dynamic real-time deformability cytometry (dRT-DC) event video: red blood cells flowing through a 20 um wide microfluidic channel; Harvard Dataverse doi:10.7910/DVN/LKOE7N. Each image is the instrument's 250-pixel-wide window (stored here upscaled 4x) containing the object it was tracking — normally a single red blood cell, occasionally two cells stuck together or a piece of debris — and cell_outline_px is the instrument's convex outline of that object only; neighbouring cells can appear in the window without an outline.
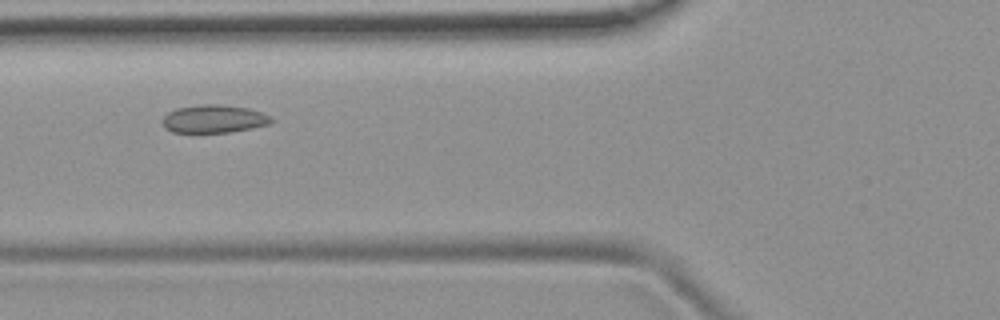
{"species": "common noctule bat (a hibernating species)", "species_latin": "Nyctalus noctula", "temperature_condition": "room temperature", "stored_images_in_passage": 5, "camera_frame_rate_fps": 3000, "um_per_image_px": 0.085, "animal": {"sex": "female", "body_mass_g": 19.9}, "frame": {"image": 1, "passage_image": 4, "time_ms": 1.0, "image_size_px": [1000, 320], "cell_outline_px": [[276, 120], [268, 124], [252, 128], [228, 132], [172, 132], [164, 128], [164, 116], [168, 112], [176, 108], [204, 104], [220, 104], [248, 108], [272, 116]], "centroid_in_image_um": [18.21, 10.1], "position_along_channel_um": 107.6, "area_um2": 17.69}}
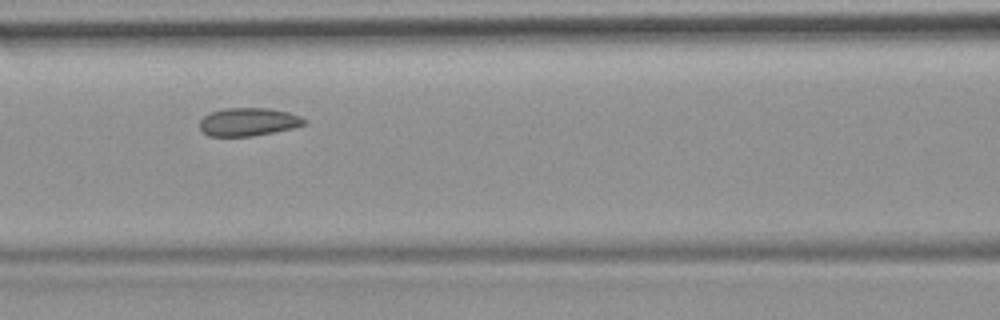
{"frame": {"image": 2, "passage_image": 5, "time_ms": 1.333, "image_size_px": [1000, 320], "cell_outline_px": [[308, 124], [292, 128], [252, 136], [208, 136], [200, 128], [200, 120], [204, 116], [212, 112], [224, 108], [268, 108], [288, 112], [300, 116], [308, 120]], "centroid_in_image_um": [21.14, 10.36], "position_along_channel_um": 145.5, "area_um2": 17.11}}